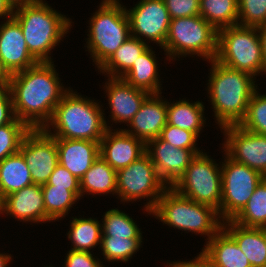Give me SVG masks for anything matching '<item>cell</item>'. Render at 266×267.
<instances>
[{"mask_svg": "<svg viewBox=\"0 0 266 267\" xmlns=\"http://www.w3.org/2000/svg\"><path fill=\"white\" fill-rule=\"evenodd\" d=\"M9 84L15 116L30 129L49 128L55 107L68 92L62 89L52 62L11 74Z\"/></svg>", "mask_w": 266, "mask_h": 267, "instance_id": "obj_1", "label": "cell"}, {"mask_svg": "<svg viewBox=\"0 0 266 267\" xmlns=\"http://www.w3.org/2000/svg\"><path fill=\"white\" fill-rule=\"evenodd\" d=\"M209 94L220 128L239 125L256 91L253 76L211 60Z\"/></svg>", "mask_w": 266, "mask_h": 267, "instance_id": "obj_2", "label": "cell"}, {"mask_svg": "<svg viewBox=\"0 0 266 267\" xmlns=\"http://www.w3.org/2000/svg\"><path fill=\"white\" fill-rule=\"evenodd\" d=\"M13 18L21 26L28 50L38 62H52L48 56L71 22L42 0L15 7Z\"/></svg>", "mask_w": 266, "mask_h": 267, "instance_id": "obj_3", "label": "cell"}, {"mask_svg": "<svg viewBox=\"0 0 266 267\" xmlns=\"http://www.w3.org/2000/svg\"><path fill=\"white\" fill-rule=\"evenodd\" d=\"M100 105L93 100L68 91L57 104L49 123L57 130L50 133L56 139H77L99 142L103 138L107 126Z\"/></svg>", "mask_w": 266, "mask_h": 267, "instance_id": "obj_4", "label": "cell"}, {"mask_svg": "<svg viewBox=\"0 0 266 267\" xmlns=\"http://www.w3.org/2000/svg\"><path fill=\"white\" fill-rule=\"evenodd\" d=\"M152 213L165 224L207 235L208 240L223 226L216 209L183 197L170 187L163 192Z\"/></svg>", "mask_w": 266, "mask_h": 267, "instance_id": "obj_5", "label": "cell"}, {"mask_svg": "<svg viewBox=\"0 0 266 267\" xmlns=\"http://www.w3.org/2000/svg\"><path fill=\"white\" fill-rule=\"evenodd\" d=\"M117 0H104L90 21L88 50L98 69L132 35L126 9Z\"/></svg>", "mask_w": 266, "mask_h": 267, "instance_id": "obj_6", "label": "cell"}, {"mask_svg": "<svg viewBox=\"0 0 266 267\" xmlns=\"http://www.w3.org/2000/svg\"><path fill=\"white\" fill-rule=\"evenodd\" d=\"M257 27L234 25L218 31L215 60L252 76L264 72Z\"/></svg>", "mask_w": 266, "mask_h": 267, "instance_id": "obj_7", "label": "cell"}, {"mask_svg": "<svg viewBox=\"0 0 266 267\" xmlns=\"http://www.w3.org/2000/svg\"><path fill=\"white\" fill-rule=\"evenodd\" d=\"M218 31L200 15L171 19L163 49L169 57L198 54L213 60L217 53Z\"/></svg>", "mask_w": 266, "mask_h": 267, "instance_id": "obj_8", "label": "cell"}, {"mask_svg": "<svg viewBox=\"0 0 266 267\" xmlns=\"http://www.w3.org/2000/svg\"><path fill=\"white\" fill-rule=\"evenodd\" d=\"M203 152L190 162L183 176L172 187L177 193L219 213L222 188L221 168Z\"/></svg>", "mask_w": 266, "mask_h": 267, "instance_id": "obj_9", "label": "cell"}, {"mask_svg": "<svg viewBox=\"0 0 266 267\" xmlns=\"http://www.w3.org/2000/svg\"><path fill=\"white\" fill-rule=\"evenodd\" d=\"M221 168L222 198L219 215L233 220L246 206L255 188L265 178L260 172L234 161L226 154Z\"/></svg>", "mask_w": 266, "mask_h": 267, "instance_id": "obj_10", "label": "cell"}, {"mask_svg": "<svg viewBox=\"0 0 266 267\" xmlns=\"http://www.w3.org/2000/svg\"><path fill=\"white\" fill-rule=\"evenodd\" d=\"M116 180V193L121 196L123 201L152 197L153 199L145 205V210L149 211V213H152L159 198L167 189L147 153L129 166L118 170Z\"/></svg>", "mask_w": 266, "mask_h": 267, "instance_id": "obj_11", "label": "cell"}, {"mask_svg": "<svg viewBox=\"0 0 266 267\" xmlns=\"http://www.w3.org/2000/svg\"><path fill=\"white\" fill-rule=\"evenodd\" d=\"M19 151L31 171L33 184H46L59 164L56 138L43 129H31L24 136Z\"/></svg>", "mask_w": 266, "mask_h": 267, "instance_id": "obj_12", "label": "cell"}, {"mask_svg": "<svg viewBox=\"0 0 266 267\" xmlns=\"http://www.w3.org/2000/svg\"><path fill=\"white\" fill-rule=\"evenodd\" d=\"M225 135L226 154L236 162L266 176V135L253 133L239 125L222 127Z\"/></svg>", "mask_w": 266, "mask_h": 267, "instance_id": "obj_13", "label": "cell"}, {"mask_svg": "<svg viewBox=\"0 0 266 267\" xmlns=\"http://www.w3.org/2000/svg\"><path fill=\"white\" fill-rule=\"evenodd\" d=\"M126 12L131 36L139 34L164 47L171 18L163 0H141Z\"/></svg>", "mask_w": 266, "mask_h": 267, "instance_id": "obj_14", "label": "cell"}, {"mask_svg": "<svg viewBox=\"0 0 266 267\" xmlns=\"http://www.w3.org/2000/svg\"><path fill=\"white\" fill-rule=\"evenodd\" d=\"M151 145H154L152 150ZM146 153L150 156L162 182L172 188L183 176L191 160L202 152L198 149L176 148L158 137L146 143Z\"/></svg>", "mask_w": 266, "mask_h": 267, "instance_id": "obj_15", "label": "cell"}, {"mask_svg": "<svg viewBox=\"0 0 266 267\" xmlns=\"http://www.w3.org/2000/svg\"><path fill=\"white\" fill-rule=\"evenodd\" d=\"M106 130L99 143L102 157L115 171L129 166L146 153V143L123 129L111 132Z\"/></svg>", "mask_w": 266, "mask_h": 267, "instance_id": "obj_16", "label": "cell"}, {"mask_svg": "<svg viewBox=\"0 0 266 267\" xmlns=\"http://www.w3.org/2000/svg\"><path fill=\"white\" fill-rule=\"evenodd\" d=\"M0 57L10 74L39 63L28 50L21 26L13 17L0 26Z\"/></svg>", "mask_w": 266, "mask_h": 267, "instance_id": "obj_17", "label": "cell"}, {"mask_svg": "<svg viewBox=\"0 0 266 267\" xmlns=\"http://www.w3.org/2000/svg\"><path fill=\"white\" fill-rule=\"evenodd\" d=\"M158 95L150 94L129 122L134 132L124 130L145 143L158 138L167 124V101L163 102Z\"/></svg>", "mask_w": 266, "mask_h": 267, "instance_id": "obj_18", "label": "cell"}, {"mask_svg": "<svg viewBox=\"0 0 266 267\" xmlns=\"http://www.w3.org/2000/svg\"><path fill=\"white\" fill-rule=\"evenodd\" d=\"M108 81L106 93L108 91L111 117L116 123H129L150 93L133 87L122 78L110 77Z\"/></svg>", "mask_w": 266, "mask_h": 267, "instance_id": "obj_19", "label": "cell"}, {"mask_svg": "<svg viewBox=\"0 0 266 267\" xmlns=\"http://www.w3.org/2000/svg\"><path fill=\"white\" fill-rule=\"evenodd\" d=\"M23 221L46 222V211L41 185L32 184L3 198L0 212Z\"/></svg>", "mask_w": 266, "mask_h": 267, "instance_id": "obj_20", "label": "cell"}, {"mask_svg": "<svg viewBox=\"0 0 266 267\" xmlns=\"http://www.w3.org/2000/svg\"><path fill=\"white\" fill-rule=\"evenodd\" d=\"M59 164L81 179L100 156L99 142L77 139H56Z\"/></svg>", "mask_w": 266, "mask_h": 267, "instance_id": "obj_21", "label": "cell"}, {"mask_svg": "<svg viewBox=\"0 0 266 267\" xmlns=\"http://www.w3.org/2000/svg\"><path fill=\"white\" fill-rule=\"evenodd\" d=\"M229 229L222 226L244 252L251 266H266V228L243 227L233 222L226 221Z\"/></svg>", "mask_w": 266, "mask_h": 267, "instance_id": "obj_22", "label": "cell"}, {"mask_svg": "<svg viewBox=\"0 0 266 267\" xmlns=\"http://www.w3.org/2000/svg\"><path fill=\"white\" fill-rule=\"evenodd\" d=\"M203 251L219 267H252L236 241L223 228L207 242Z\"/></svg>", "mask_w": 266, "mask_h": 267, "instance_id": "obj_23", "label": "cell"}, {"mask_svg": "<svg viewBox=\"0 0 266 267\" xmlns=\"http://www.w3.org/2000/svg\"><path fill=\"white\" fill-rule=\"evenodd\" d=\"M30 170L18 151L0 162V193L2 197L33 184Z\"/></svg>", "mask_w": 266, "mask_h": 267, "instance_id": "obj_24", "label": "cell"}, {"mask_svg": "<svg viewBox=\"0 0 266 267\" xmlns=\"http://www.w3.org/2000/svg\"><path fill=\"white\" fill-rule=\"evenodd\" d=\"M153 54V51L148 47L121 78L133 87L145 90L150 94H159L158 67Z\"/></svg>", "mask_w": 266, "mask_h": 267, "instance_id": "obj_25", "label": "cell"}, {"mask_svg": "<svg viewBox=\"0 0 266 267\" xmlns=\"http://www.w3.org/2000/svg\"><path fill=\"white\" fill-rule=\"evenodd\" d=\"M148 47L140 36H130L99 69L113 78H121Z\"/></svg>", "mask_w": 266, "mask_h": 267, "instance_id": "obj_26", "label": "cell"}, {"mask_svg": "<svg viewBox=\"0 0 266 267\" xmlns=\"http://www.w3.org/2000/svg\"><path fill=\"white\" fill-rule=\"evenodd\" d=\"M117 171L102 157H98L80 179L81 195L84 192L102 194L117 190Z\"/></svg>", "mask_w": 266, "mask_h": 267, "instance_id": "obj_27", "label": "cell"}, {"mask_svg": "<svg viewBox=\"0 0 266 267\" xmlns=\"http://www.w3.org/2000/svg\"><path fill=\"white\" fill-rule=\"evenodd\" d=\"M203 109L204 106L199 101L190 103L187 100H180L172 105L167 102V124L192 131L199 136L205 122Z\"/></svg>", "mask_w": 266, "mask_h": 267, "instance_id": "obj_28", "label": "cell"}, {"mask_svg": "<svg viewBox=\"0 0 266 267\" xmlns=\"http://www.w3.org/2000/svg\"><path fill=\"white\" fill-rule=\"evenodd\" d=\"M200 16L217 31L238 25V0H200Z\"/></svg>", "mask_w": 266, "mask_h": 267, "instance_id": "obj_29", "label": "cell"}, {"mask_svg": "<svg viewBox=\"0 0 266 267\" xmlns=\"http://www.w3.org/2000/svg\"><path fill=\"white\" fill-rule=\"evenodd\" d=\"M243 227L266 228V179L255 188L246 206L232 220Z\"/></svg>", "mask_w": 266, "mask_h": 267, "instance_id": "obj_30", "label": "cell"}, {"mask_svg": "<svg viewBox=\"0 0 266 267\" xmlns=\"http://www.w3.org/2000/svg\"><path fill=\"white\" fill-rule=\"evenodd\" d=\"M101 224L95 219L73 218L68 238L73 242L74 251H88L97 244H101L102 239Z\"/></svg>", "mask_w": 266, "mask_h": 267, "instance_id": "obj_31", "label": "cell"}, {"mask_svg": "<svg viewBox=\"0 0 266 267\" xmlns=\"http://www.w3.org/2000/svg\"><path fill=\"white\" fill-rule=\"evenodd\" d=\"M46 211V222L63 218L71 205L79 199L72 191L55 185H41Z\"/></svg>", "mask_w": 266, "mask_h": 267, "instance_id": "obj_32", "label": "cell"}, {"mask_svg": "<svg viewBox=\"0 0 266 267\" xmlns=\"http://www.w3.org/2000/svg\"><path fill=\"white\" fill-rule=\"evenodd\" d=\"M102 236L142 238L132 218L118 209H111L104 215Z\"/></svg>", "mask_w": 266, "mask_h": 267, "instance_id": "obj_33", "label": "cell"}, {"mask_svg": "<svg viewBox=\"0 0 266 267\" xmlns=\"http://www.w3.org/2000/svg\"><path fill=\"white\" fill-rule=\"evenodd\" d=\"M142 238H126L102 236L101 248L103 255L109 261L127 262L141 246Z\"/></svg>", "mask_w": 266, "mask_h": 267, "instance_id": "obj_34", "label": "cell"}, {"mask_svg": "<svg viewBox=\"0 0 266 267\" xmlns=\"http://www.w3.org/2000/svg\"><path fill=\"white\" fill-rule=\"evenodd\" d=\"M31 129L19 119L0 126V162L19 151L24 136Z\"/></svg>", "mask_w": 266, "mask_h": 267, "instance_id": "obj_35", "label": "cell"}, {"mask_svg": "<svg viewBox=\"0 0 266 267\" xmlns=\"http://www.w3.org/2000/svg\"><path fill=\"white\" fill-rule=\"evenodd\" d=\"M239 126L253 133L266 135V95H259L257 91L253 93Z\"/></svg>", "mask_w": 266, "mask_h": 267, "instance_id": "obj_36", "label": "cell"}, {"mask_svg": "<svg viewBox=\"0 0 266 267\" xmlns=\"http://www.w3.org/2000/svg\"><path fill=\"white\" fill-rule=\"evenodd\" d=\"M238 25L258 27L266 24V0H238Z\"/></svg>", "mask_w": 266, "mask_h": 267, "instance_id": "obj_37", "label": "cell"}, {"mask_svg": "<svg viewBox=\"0 0 266 267\" xmlns=\"http://www.w3.org/2000/svg\"><path fill=\"white\" fill-rule=\"evenodd\" d=\"M163 141L180 149H196L197 135L192 131L166 124L159 136Z\"/></svg>", "mask_w": 266, "mask_h": 267, "instance_id": "obj_38", "label": "cell"}, {"mask_svg": "<svg viewBox=\"0 0 266 267\" xmlns=\"http://www.w3.org/2000/svg\"><path fill=\"white\" fill-rule=\"evenodd\" d=\"M66 188L72 191L79 199L81 197L80 180L72 175L66 168L58 164L46 184Z\"/></svg>", "mask_w": 266, "mask_h": 267, "instance_id": "obj_39", "label": "cell"}, {"mask_svg": "<svg viewBox=\"0 0 266 267\" xmlns=\"http://www.w3.org/2000/svg\"><path fill=\"white\" fill-rule=\"evenodd\" d=\"M170 18L200 15V0H163Z\"/></svg>", "mask_w": 266, "mask_h": 267, "instance_id": "obj_40", "label": "cell"}, {"mask_svg": "<svg viewBox=\"0 0 266 267\" xmlns=\"http://www.w3.org/2000/svg\"><path fill=\"white\" fill-rule=\"evenodd\" d=\"M67 255L65 267H102L90 251L70 250Z\"/></svg>", "mask_w": 266, "mask_h": 267, "instance_id": "obj_41", "label": "cell"}, {"mask_svg": "<svg viewBox=\"0 0 266 267\" xmlns=\"http://www.w3.org/2000/svg\"><path fill=\"white\" fill-rule=\"evenodd\" d=\"M173 265L175 267H219L203 250L193 261L174 262Z\"/></svg>", "mask_w": 266, "mask_h": 267, "instance_id": "obj_42", "label": "cell"}, {"mask_svg": "<svg viewBox=\"0 0 266 267\" xmlns=\"http://www.w3.org/2000/svg\"><path fill=\"white\" fill-rule=\"evenodd\" d=\"M0 108H13L9 82H0Z\"/></svg>", "mask_w": 266, "mask_h": 267, "instance_id": "obj_43", "label": "cell"}, {"mask_svg": "<svg viewBox=\"0 0 266 267\" xmlns=\"http://www.w3.org/2000/svg\"><path fill=\"white\" fill-rule=\"evenodd\" d=\"M15 119L14 108H0V126L9 124Z\"/></svg>", "mask_w": 266, "mask_h": 267, "instance_id": "obj_44", "label": "cell"}, {"mask_svg": "<svg viewBox=\"0 0 266 267\" xmlns=\"http://www.w3.org/2000/svg\"><path fill=\"white\" fill-rule=\"evenodd\" d=\"M257 29L260 41H261V47H262V53H263V65H264V71L266 72V24H263L261 26H258Z\"/></svg>", "mask_w": 266, "mask_h": 267, "instance_id": "obj_45", "label": "cell"}, {"mask_svg": "<svg viewBox=\"0 0 266 267\" xmlns=\"http://www.w3.org/2000/svg\"><path fill=\"white\" fill-rule=\"evenodd\" d=\"M14 7L8 0H0V17L8 16L9 19L13 17Z\"/></svg>", "mask_w": 266, "mask_h": 267, "instance_id": "obj_46", "label": "cell"}, {"mask_svg": "<svg viewBox=\"0 0 266 267\" xmlns=\"http://www.w3.org/2000/svg\"><path fill=\"white\" fill-rule=\"evenodd\" d=\"M11 74L3 66L1 57H0V82H9Z\"/></svg>", "mask_w": 266, "mask_h": 267, "instance_id": "obj_47", "label": "cell"}, {"mask_svg": "<svg viewBox=\"0 0 266 267\" xmlns=\"http://www.w3.org/2000/svg\"><path fill=\"white\" fill-rule=\"evenodd\" d=\"M8 1L15 8V7L20 6V5L31 3V2H33L35 0H8Z\"/></svg>", "mask_w": 266, "mask_h": 267, "instance_id": "obj_48", "label": "cell"}, {"mask_svg": "<svg viewBox=\"0 0 266 267\" xmlns=\"http://www.w3.org/2000/svg\"><path fill=\"white\" fill-rule=\"evenodd\" d=\"M10 259V255L0 254V267H6Z\"/></svg>", "mask_w": 266, "mask_h": 267, "instance_id": "obj_49", "label": "cell"}, {"mask_svg": "<svg viewBox=\"0 0 266 267\" xmlns=\"http://www.w3.org/2000/svg\"><path fill=\"white\" fill-rule=\"evenodd\" d=\"M2 204H3V197H2V195L0 193V210H1Z\"/></svg>", "mask_w": 266, "mask_h": 267, "instance_id": "obj_50", "label": "cell"}]
</instances>
